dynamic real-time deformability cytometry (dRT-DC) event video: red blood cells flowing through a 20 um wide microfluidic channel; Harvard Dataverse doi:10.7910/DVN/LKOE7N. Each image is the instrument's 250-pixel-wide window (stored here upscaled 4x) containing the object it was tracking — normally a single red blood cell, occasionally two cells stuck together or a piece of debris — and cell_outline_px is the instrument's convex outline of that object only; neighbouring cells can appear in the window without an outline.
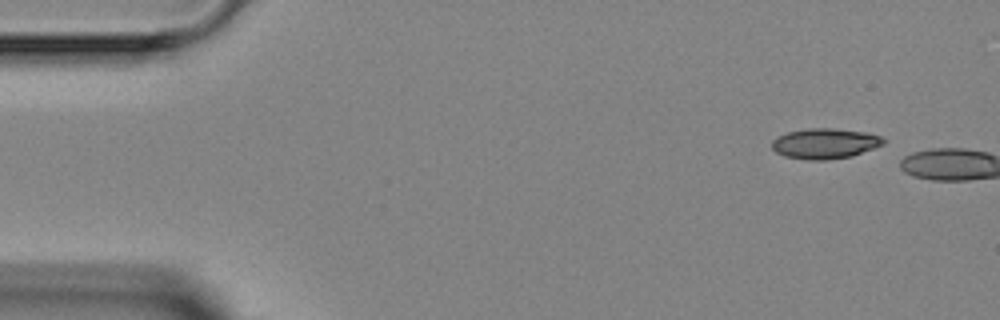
{"species": "Egyptian fruit bat (a non-hibernating species)", "species_latin": "Rousettus aegyptiacus", "temperature_condition": "room temperature", "stored_images_in_passage": 4, "camera_frame_rate_fps": 3000, "um_per_image_px": 0.085, "animal": {"sex": "female"}, "frame": {"image": 1, "passage_image": 1, "time_ms": 0.0, "image_size_px": [1000, 320], "cell_outline_px": [[884, 144], [852, 156], [828, 160], [808, 160], [784, 156], [776, 152], [772, 148], [772, 140], [788, 132], [808, 128], [832, 128], [864, 132], [880, 136], [884, 140]], "centroid_in_image_um": [70.1, 12.21], "position_along_channel_um": 14.9, "area_um2": 19.59}}
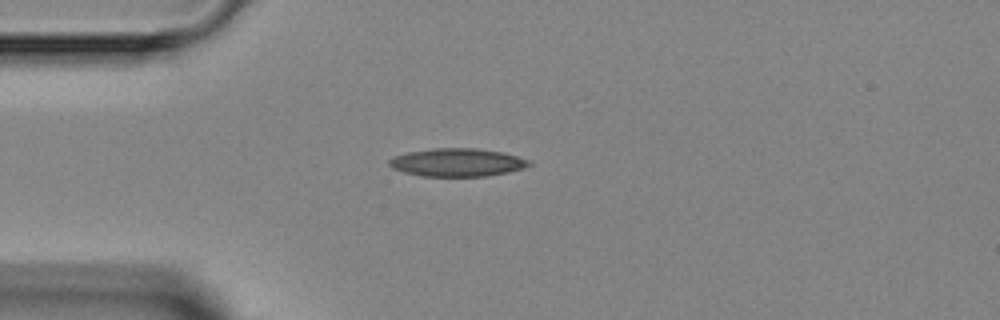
{"frame": {"image": 2, "passage_image": 4, "time_ms": 4.333, "image_size_px": [1000, 320], "cell_outline_px": [[532, 164], [524, 168], [508, 172], [488, 176], [420, 176], [404, 172], [392, 168], [388, 164], [388, 160], [392, 156], [408, 152], [432, 148], [476, 148], [500, 152], [516, 156], [528, 160]], "centroid_in_image_um": [38.82, 13.81], "position_along_channel_um": 46.2, "area_um2": 22.89}}